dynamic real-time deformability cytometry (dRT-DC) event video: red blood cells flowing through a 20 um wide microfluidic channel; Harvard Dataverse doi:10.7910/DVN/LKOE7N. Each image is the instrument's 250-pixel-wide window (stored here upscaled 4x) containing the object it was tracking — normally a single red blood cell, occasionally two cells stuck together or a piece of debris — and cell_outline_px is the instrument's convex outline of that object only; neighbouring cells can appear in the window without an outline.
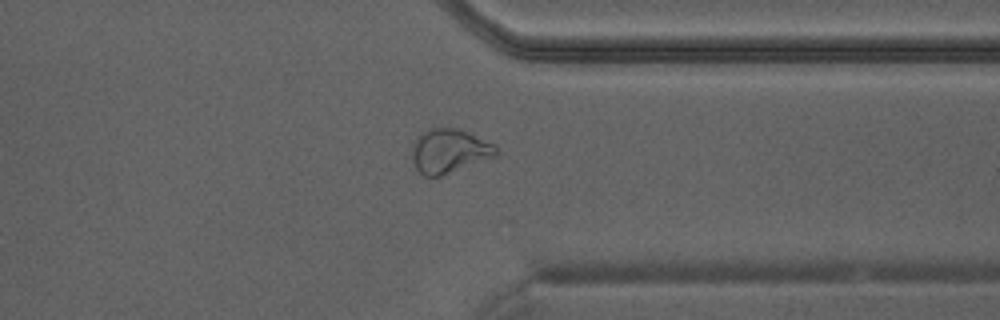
{"species": "Egyptian fruit bat (a non-hibernating species)", "species_latin": "Rousettus aegyptiacus", "temperature_condition": "warm", "stored_images_in_passage": 32, "camera_frame_rate_fps": 3000, "um_per_image_px": 0.085, "animal": {"sex": "male"}, "frame": {"image": 1, "passage_image": 23, "time_ms": 7.333, "image_size_px": [1000, 320], "cell_outline_px": [[500, 156], [440, 176], [424, 176], [416, 168], [412, 160], [412, 144], [416, 136], [432, 128], [456, 128], [468, 132], [496, 144]], "centroid_in_image_um": [38.23, 12.84], "position_along_channel_um": 373.2, "area_um2": 21.96}}